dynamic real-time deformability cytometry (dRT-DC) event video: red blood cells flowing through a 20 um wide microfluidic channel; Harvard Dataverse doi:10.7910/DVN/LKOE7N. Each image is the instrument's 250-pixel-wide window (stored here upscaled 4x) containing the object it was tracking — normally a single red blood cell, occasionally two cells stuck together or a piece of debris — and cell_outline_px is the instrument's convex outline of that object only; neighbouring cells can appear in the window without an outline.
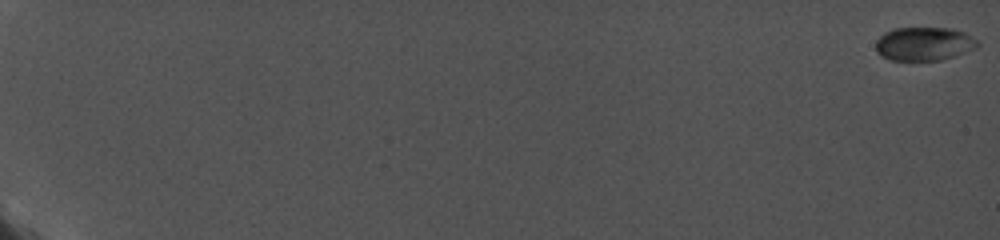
{"species": "common noctule bat (a hibernating species)", "species_latin": "Nyctalus noctula", "temperature_condition": "cold", "stored_images_in_passage": 80, "camera_frame_rate_fps": 5000, "um_per_image_px": 0.085, "animal": {"sex": "female", "body_mass_g": 19.0, "forearm_length_mm": 56.7}, "frame": {"image": 1, "passage_image": 1, "time_ms": 0.0, "image_size_px": [1000, 240], "cell_outline_px": [[980, 44], [976, 48], [940, 60], [892, 60], [880, 56], [876, 52], [876, 40], [884, 32], [892, 28], [948, 28], [964, 32], [976, 40]], "centroid_in_image_um": [78.49, 3.72], "position_along_channel_um": 6.5, "area_um2": 19.83}}
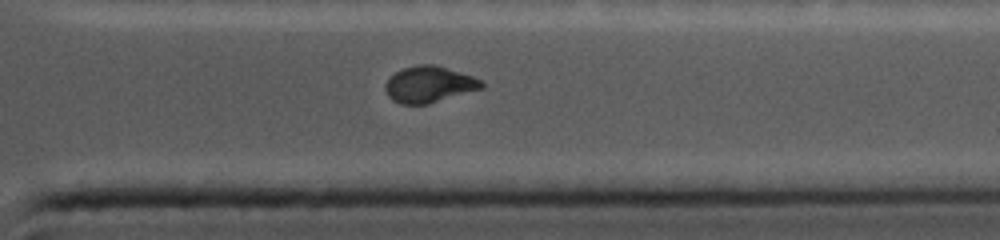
{"frame": {"image": 2, "passage_image": 74, "time_ms": 16.4, "image_size_px": [1000, 240], "cell_outline_px": [[484, 88], [428, 104], [400, 104], [392, 100], [388, 96], [384, 88], [384, 84], [396, 72], [404, 68], [420, 64], [436, 64], [484, 80]], "centroid_in_image_um": [36.5, 7.18], "position_along_channel_um": 374.9, "area_um2": 20.46}}
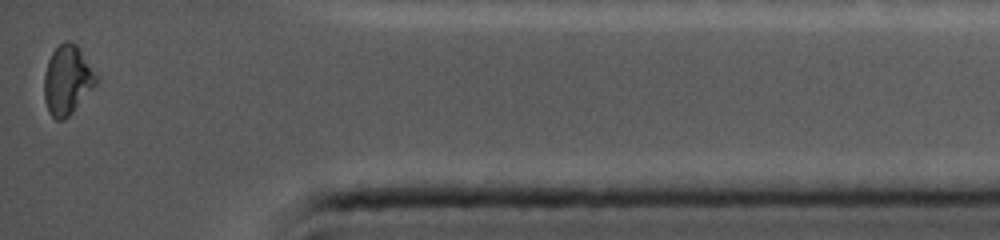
{"frame": {"image": 3, "passage_image": 80, "time_ms": 18.2, "image_size_px": [1000, 240], "cell_outline_px": [[100, 80], [72, 112], [64, 120], [56, 120], [48, 112], [44, 100], [44, 72], [48, 60], [52, 52], [64, 40], [68, 40], [76, 44]], "centroid_in_image_um": [5.71, 6.81], "position_along_channel_um": 429.5, "area_um2": 20.98}}